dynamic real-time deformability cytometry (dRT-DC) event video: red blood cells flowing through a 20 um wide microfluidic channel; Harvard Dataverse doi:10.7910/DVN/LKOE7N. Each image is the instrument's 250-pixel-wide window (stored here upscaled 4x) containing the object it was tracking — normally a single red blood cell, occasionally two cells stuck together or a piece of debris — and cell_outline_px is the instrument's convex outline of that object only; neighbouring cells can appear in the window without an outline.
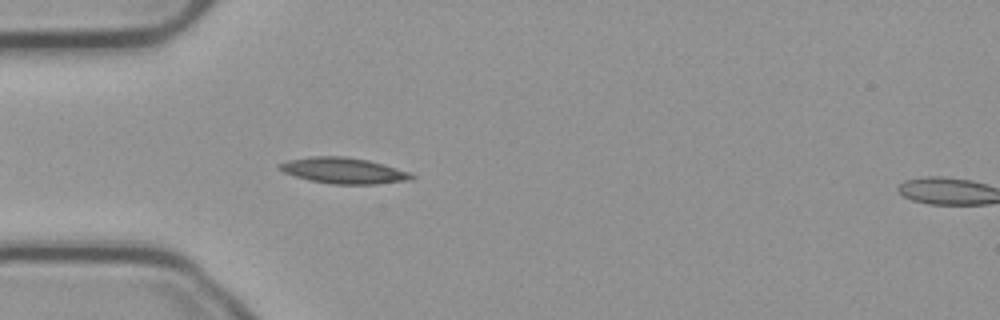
{"species": "common noctule bat (a hibernating species)", "species_latin": "Nyctalus noctula", "temperature_condition": "cold", "stored_images_in_passage": 29, "camera_frame_rate_fps": 3000, "um_per_image_px": 0.085, "animal": {"sex": "male", "body_mass_g": 23.1, "forearm_length_mm": 52.7}, "frame": {"image": 1, "passage_image": 6, "time_ms": 1.667, "image_size_px": [1000, 320], "cell_outline_px": [[416, 176], [412, 180], [376, 184], [332, 184], [308, 180], [284, 172], [276, 168], [276, 164], [288, 160], [312, 156], [344, 156], [368, 160], [384, 164], [408, 172]], "centroid_in_image_um": [29.18, 14.5], "position_along_channel_um": 55.8, "area_um2": 20.06}}
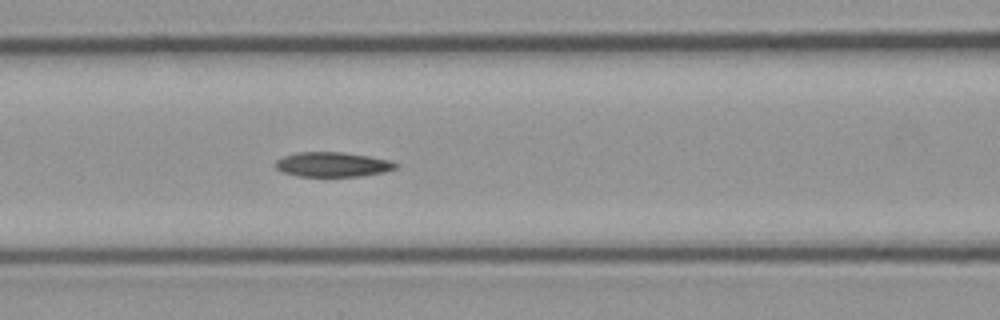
{"frame": {"image": 2, "passage_image": 13, "time_ms": 4.0, "image_size_px": [1000, 320], "cell_outline_px": [[400, 164], [396, 168], [384, 172], [360, 176], [296, 176], [280, 172], [272, 164], [276, 160], [284, 156], [296, 152], [340, 152], [368, 156], [388, 160]], "centroid_in_image_um": [28.21, 13.98], "position_along_channel_um": 138.4, "area_um2": 17.4}}
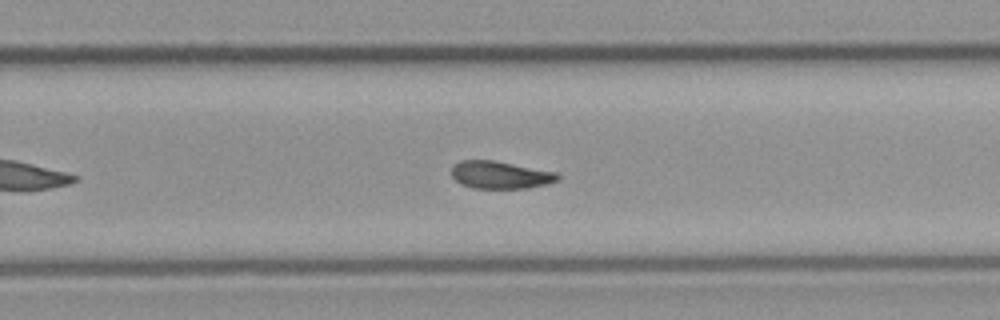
{"frame": {"image": 3, "passage_image": 25, "time_ms": 8.0, "image_size_px": [1000, 320], "cell_outline_px": [[560, 180], [548, 184], [528, 188], [472, 188], [460, 184], [452, 176], [452, 164], [460, 160], [492, 160], [556, 172], [560, 176]], "centroid_in_image_um": [42.52, 14.87], "position_along_channel_um": 287.3, "area_um2": 17.11}}